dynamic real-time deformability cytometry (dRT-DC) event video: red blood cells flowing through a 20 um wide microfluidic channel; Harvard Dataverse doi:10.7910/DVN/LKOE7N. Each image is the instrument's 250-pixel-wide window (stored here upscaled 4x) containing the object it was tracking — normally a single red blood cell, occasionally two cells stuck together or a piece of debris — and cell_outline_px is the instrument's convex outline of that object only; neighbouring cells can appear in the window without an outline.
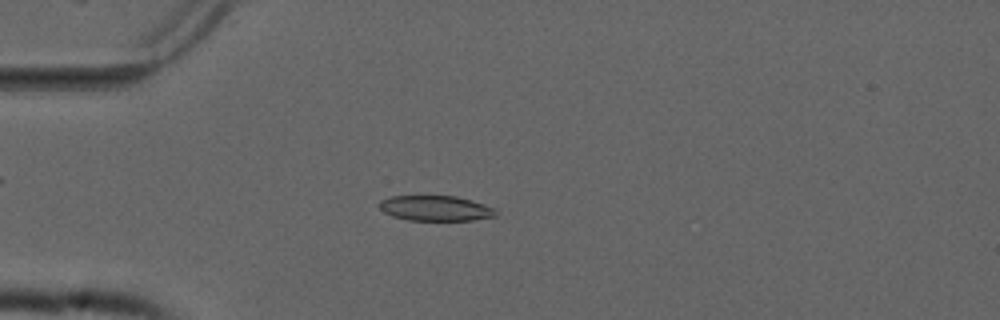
{"species": "common noctule bat (a hibernating species)", "species_latin": "Nyctalus noctula", "temperature_condition": "cold", "stored_images_in_passage": 53, "camera_frame_rate_fps": 3000, "um_per_image_px": 0.085, "animal": {"sex": "male", "forearm_length_mm": 52.5}, "frame": {"image": 1, "passage_image": 14, "time_ms": 4.333, "image_size_px": [1000, 320], "cell_outline_px": [[496, 216], [472, 220], [408, 220], [392, 216], [384, 212], [376, 204], [380, 200], [392, 196], [456, 196], [484, 204], [496, 208]], "centroid_in_image_um": [37.0, 17.7], "position_along_channel_um": 48.0, "area_um2": 17.17}}
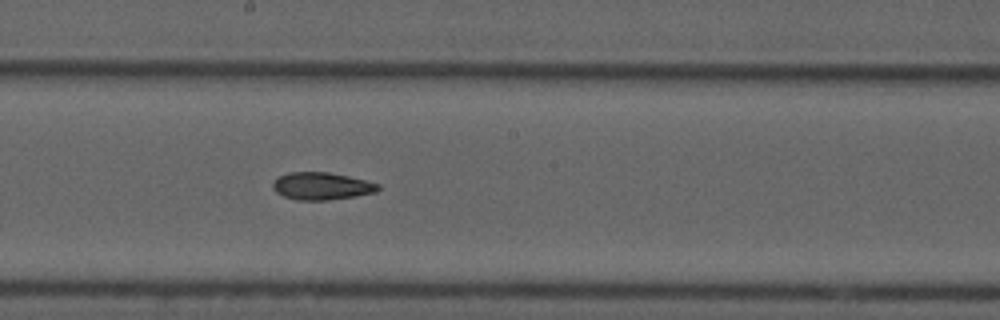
{"frame": {"image": 2, "passage_image": 29, "time_ms": 9.333, "image_size_px": [1000, 320], "cell_outline_px": [[380, 188], [376, 192], [356, 196], [328, 200], [296, 200], [284, 196], [276, 192], [272, 188], [272, 184], [280, 176], [288, 172], [328, 172], [348, 176], [380, 184]], "centroid_in_image_um": [27.34, 15.82], "position_along_channel_um": 220.9, "area_um2": 16.76}}
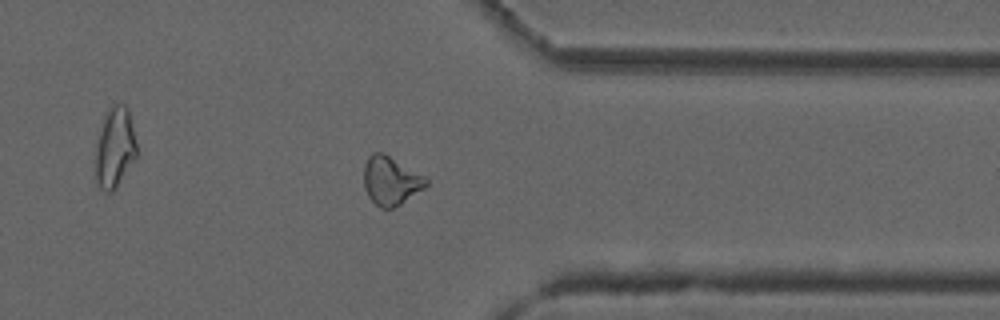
{"frame": {"image": 3, "passage_image": 42, "time_ms": 13.667, "image_size_px": [1000, 320], "cell_outline_px": [[428, 184], [424, 188], [400, 204], [392, 208], [380, 208], [368, 196], [364, 188], [364, 164], [368, 156], [372, 152], [384, 152], [424, 176], [428, 180]], "centroid_in_image_um": [33.19, 15.34], "position_along_channel_um": 378.2, "area_um2": 17.57}, "authors_computed_cell_mechanics": {"area_um2": 17.34, "velocity_mm_per_s": 3.7647, "shape_relaxation_time_tau1_ms": 7.9048, "shape_relaxation_time_tau2_ms": 7.1745, "deformation_change_tau1": 0.1737, "deformation_change_tau2": 0.1488}}